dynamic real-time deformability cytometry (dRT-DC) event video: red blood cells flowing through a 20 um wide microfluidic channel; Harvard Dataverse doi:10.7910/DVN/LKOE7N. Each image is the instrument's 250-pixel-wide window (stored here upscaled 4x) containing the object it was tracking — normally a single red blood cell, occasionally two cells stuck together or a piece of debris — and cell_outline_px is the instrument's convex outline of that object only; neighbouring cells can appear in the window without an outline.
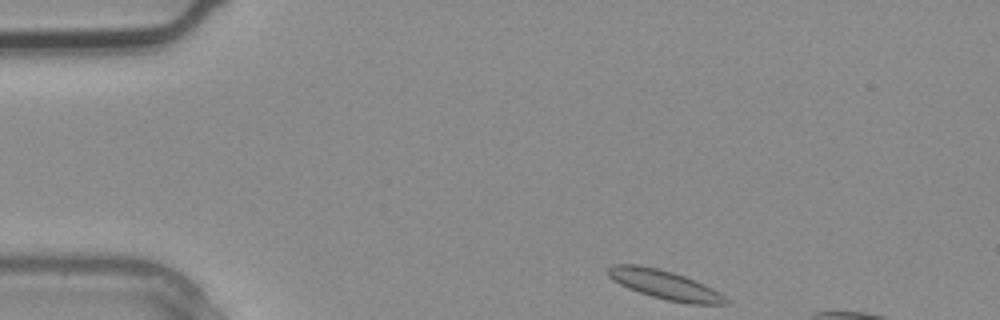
{"species": "common noctule bat (a hibernating species)", "species_latin": "Nyctalus noctula", "temperature_condition": "warm", "stored_images_in_passage": 1, "camera_frame_rate_fps": 3000, "um_per_image_px": 0.085, "animal": {"sex": "male", "body_mass_g": 20.4}, "frame": {"image": 1, "passage_image": 1, "time_ms": 0.0, "image_size_px": [1000, 320], "cell_outline_px": [[728, 304], [688, 304], [668, 300], [652, 296], [628, 288], [612, 280], [608, 276], [608, 268], [612, 264], [636, 264], [656, 268], [672, 272], [684, 276], [704, 284], [720, 292], [728, 300]], "centroid_in_image_um": [56.49, 24.2], "position_along_channel_um": 28.5, "area_um2": 19.71}}